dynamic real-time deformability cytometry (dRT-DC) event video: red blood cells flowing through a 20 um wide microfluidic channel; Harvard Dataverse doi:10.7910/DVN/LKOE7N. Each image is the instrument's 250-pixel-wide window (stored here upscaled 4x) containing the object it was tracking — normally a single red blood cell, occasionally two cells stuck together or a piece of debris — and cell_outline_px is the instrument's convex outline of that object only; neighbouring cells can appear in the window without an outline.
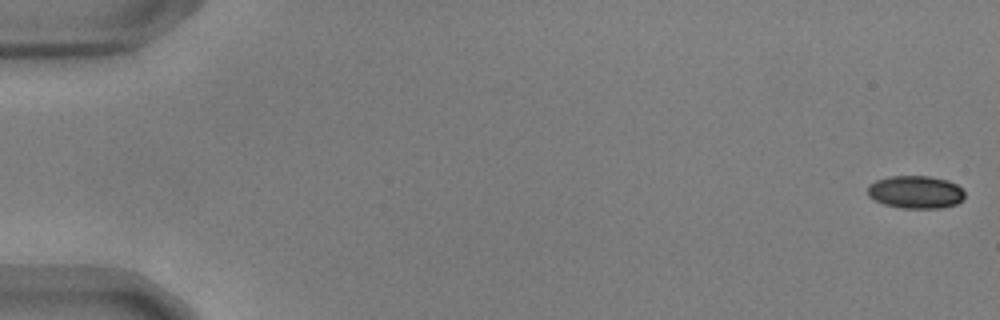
{"species": "common noctule bat (a hibernating species)", "species_latin": "Nyctalus noctula", "temperature_condition": "warm", "stored_images_in_passage": 55, "camera_frame_rate_fps": 3000, "um_per_image_px": 0.085, "animal": {"sex": "male", "body_mass_g": 17.9, "forearm_length_mm": 54.2}, "frame": {"image": 1, "passage_image": 1, "time_ms": 0.0, "image_size_px": [1000, 320], "cell_outline_px": [[964, 200], [956, 204], [940, 208], [900, 208], [884, 204], [868, 196], [868, 184], [876, 180], [888, 176], [928, 176], [948, 180], [956, 184], [964, 192]], "centroid_in_image_um": [77.82, 16.32], "position_along_channel_um": 7.2, "area_um2": 18.61}}
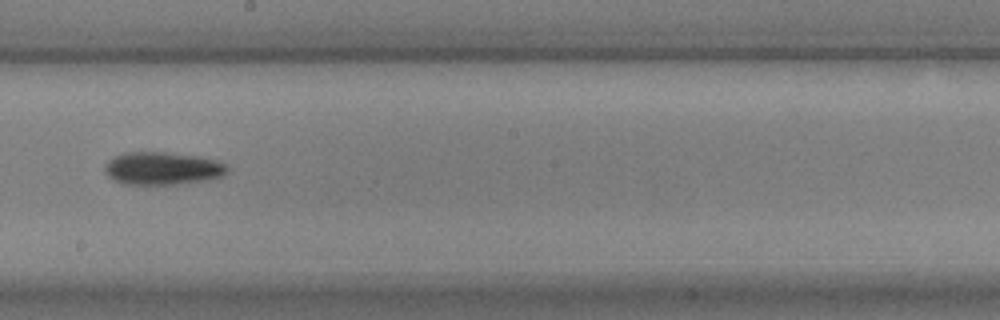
{"frame": {"image": 2, "passage_image": 32, "time_ms": 10.333, "image_size_px": [1000, 320], "cell_outline_px": [[228, 172], [224, 176], [208, 180], [176, 184], [124, 184], [108, 176], [104, 172], [104, 164], [108, 160], [124, 152], [164, 152], [200, 156], [216, 160], [228, 164]], "centroid_in_image_um": [13.84, 14.31], "position_along_channel_um": 234.4, "area_um2": 23.64}}
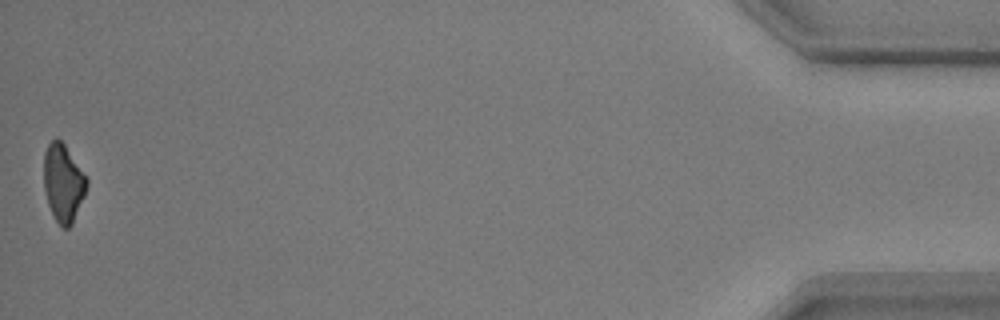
{"frame": {"image": 3, "passage_image": 55, "time_ms": 18.0, "image_size_px": [1000, 320], "cell_outline_px": [[88, 184], [84, 196], [72, 224], [68, 228], [64, 228], [56, 220], [48, 204], [44, 188], [44, 152], [48, 144], [56, 136], [64, 144], [88, 176]], "centroid_in_image_um": [5.39, 15.51], "position_along_channel_um": 429.8, "area_um2": 19.48}, "authors_computed_cell_mechanics": {"area_um2": 20.9814, "velocity_mm_per_s": 3.7026, "shape_relaxation_time_tau1_ms": 4.1833, "shape_relaxation_time_tau2_ms": null, "deformation_change_tau1": 0.1298, "deformation_change_tau2": null}}